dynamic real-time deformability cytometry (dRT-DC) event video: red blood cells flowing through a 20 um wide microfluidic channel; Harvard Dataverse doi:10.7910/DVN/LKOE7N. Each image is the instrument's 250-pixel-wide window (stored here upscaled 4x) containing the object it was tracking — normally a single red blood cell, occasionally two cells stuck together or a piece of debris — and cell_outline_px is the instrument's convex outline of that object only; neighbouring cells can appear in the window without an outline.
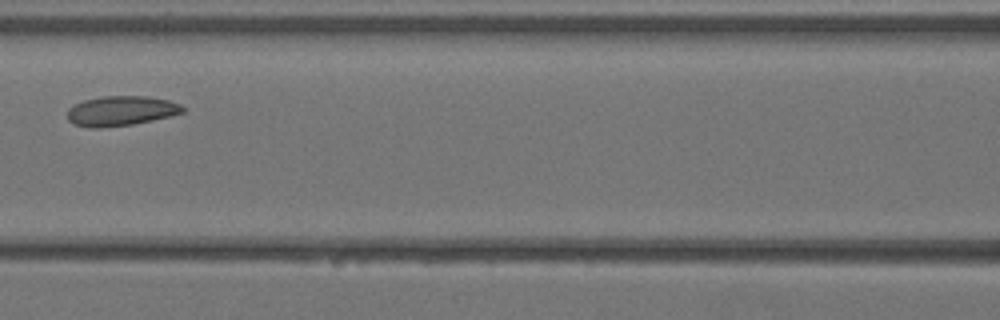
{"species": "Egyptian fruit bat (a non-hibernating species)", "species_latin": "Rousettus aegyptiacus", "temperature_condition": "warm", "stored_images_in_passage": 6, "camera_frame_rate_fps": 3000, "um_per_image_px": 0.085, "animal": {"sex": "female"}, "frame": {"image": 1, "passage_image": 6, "time_ms": 1.667, "image_size_px": [1000, 320], "cell_outline_px": [[184, 112], [172, 116], [132, 124], [96, 128], [88, 128], [72, 124], [68, 120], [68, 108], [72, 104], [84, 100], [100, 96], [148, 96], [168, 100], [180, 104], [184, 108]], "centroid_in_image_um": [10.25, 9.42], "position_along_channel_um": 156.3, "area_um2": 20.23}}